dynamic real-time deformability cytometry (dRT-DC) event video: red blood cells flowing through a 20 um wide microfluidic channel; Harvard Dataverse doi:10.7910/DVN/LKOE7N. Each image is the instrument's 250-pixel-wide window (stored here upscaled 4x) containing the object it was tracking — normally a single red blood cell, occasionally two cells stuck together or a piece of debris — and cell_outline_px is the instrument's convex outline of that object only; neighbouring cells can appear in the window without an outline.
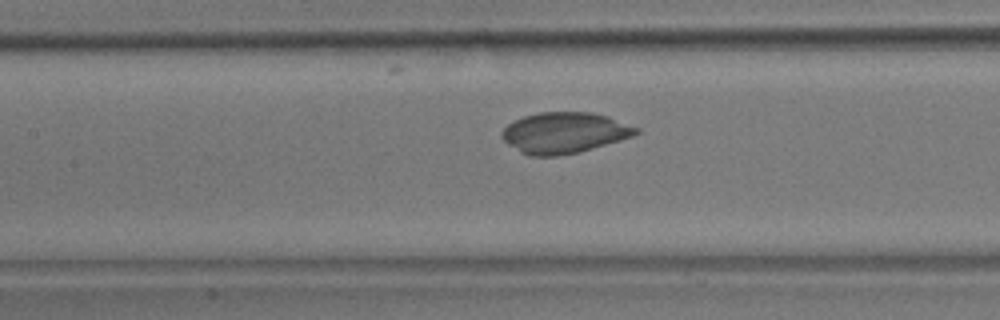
{"species": "common noctule bat (a hibernating species)", "species_latin": "Nyctalus noctula", "temperature_condition": "room temperature", "stored_images_in_passage": 52, "camera_frame_rate_fps": 3000, "um_per_image_px": 0.085, "animal": {"sex": "male", "body_mass_g": 17.9}, "frame": {"image": 1, "passage_image": 22, "time_ms": 7.0, "image_size_px": [1000, 320], "cell_outline_px": [[640, 132], [632, 136], [620, 140], [580, 152], [556, 156], [528, 156], [520, 152], [508, 144], [500, 136], [500, 132], [508, 124], [524, 116], [540, 112], [592, 112], [608, 116], [640, 128]], "centroid_in_image_um": [47.97, 11.29], "position_along_channel_um": 159.4, "area_um2": 32.08}}
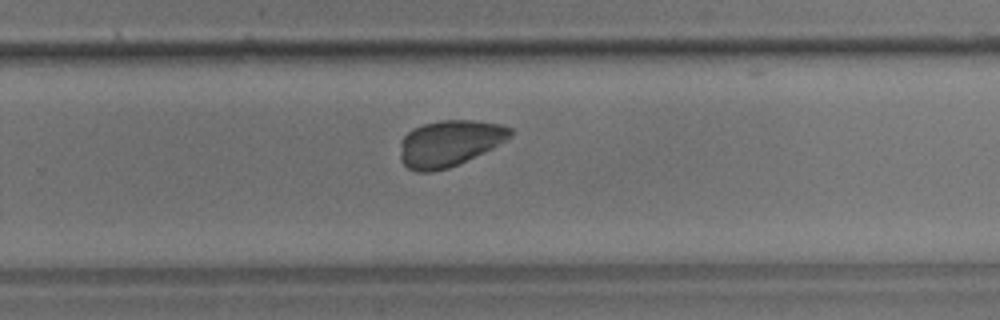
{"frame": {"image": 2, "passage_image": 33, "time_ms": 10.667, "image_size_px": [1000, 320], "cell_outline_px": [[512, 136], [492, 148], [448, 168], [432, 172], [416, 172], [408, 168], [400, 160], [400, 144], [404, 136], [412, 128], [424, 124], [440, 120], [476, 120], [500, 124], [512, 128]], "centroid_in_image_um": [38.18, 12.17], "position_along_channel_um": 291.6, "area_um2": 29.59}}
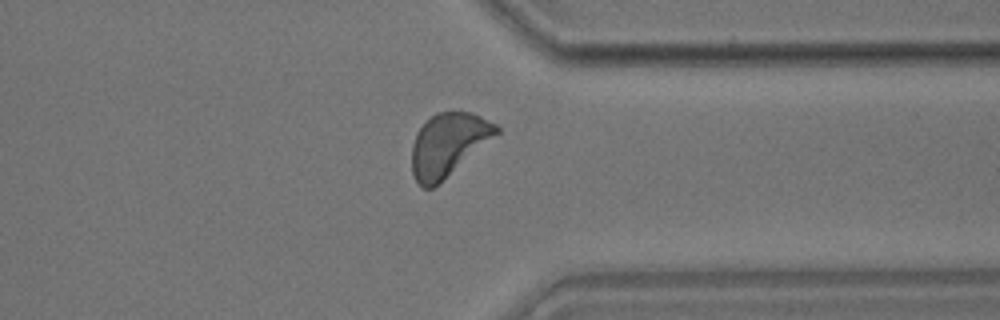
{"frame": {"image": 3, "passage_image": 40, "time_ms": 13.0, "image_size_px": [1000, 320], "cell_outline_px": [[500, 132], [432, 188], [424, 188], [416, 180], [412, 172], [412, 144], [416, 132], [436, 112], [472, 112], [496, 124], [500, 128]], "centroid_in_image_um": [38.09, 12.26], "position_along_channel_um": 373.3, "area_um2": 30.35}}